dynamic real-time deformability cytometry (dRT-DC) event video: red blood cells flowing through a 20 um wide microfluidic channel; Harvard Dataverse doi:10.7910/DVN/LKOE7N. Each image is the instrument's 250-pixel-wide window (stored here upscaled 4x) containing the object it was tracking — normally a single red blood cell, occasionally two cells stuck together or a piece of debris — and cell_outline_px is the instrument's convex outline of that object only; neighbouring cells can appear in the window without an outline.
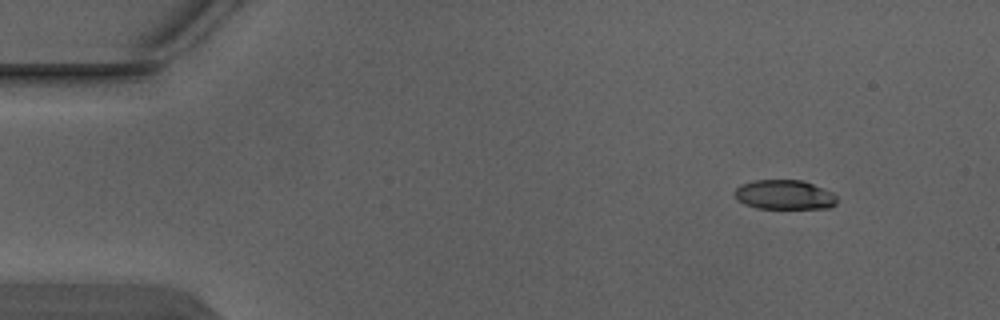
{"species": "Egyptian fruit bat (a non-hibernating species)", "species_latin": "Rousettus aegyptiacus", "temperature_condition": "warm", "stored_images_in_passage": 3, "camera_frame_rate_fps": 3000, "um_per_image_px": 0.085, "animal": {"sex": "male"}, "frame": {"image": 1, "passage_image": 1, "time_ms": 0.0, "image_size_px": [1000, 320], "cell_outline_px": [[836, 204], [828, 208], [756, 208], [744, 204], [736, 200], [732, 196], [732, 192], [740, 184], [756, 180], [800, 180], [812, 184], [832, 192], [836, 196]], "centroid_in_image_um": [66.6, 16.56], "position_along_channel_um": 18.4, "area_um2": 17.69}}